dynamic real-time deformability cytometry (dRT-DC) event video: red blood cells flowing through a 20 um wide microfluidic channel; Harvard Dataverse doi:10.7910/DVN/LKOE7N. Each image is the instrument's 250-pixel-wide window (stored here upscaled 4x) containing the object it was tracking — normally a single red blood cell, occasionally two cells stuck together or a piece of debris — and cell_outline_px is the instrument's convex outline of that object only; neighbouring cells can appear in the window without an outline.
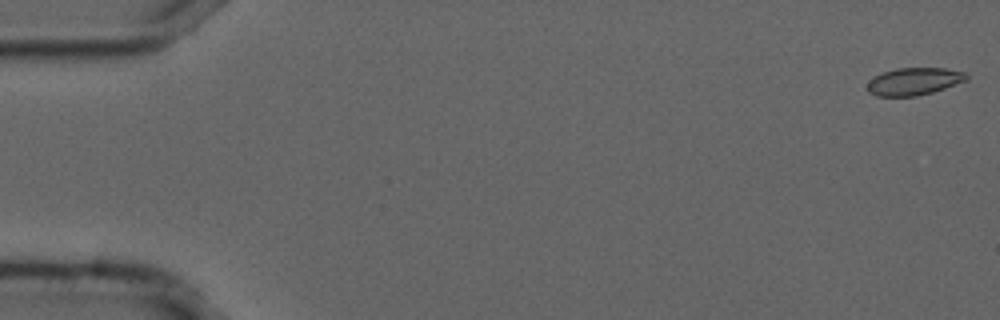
{"species": "common noctule bat (a hibernating species)", "species_latin": "Nyctalus noctula", "temperature_condition": "cold", "stored_images_in_passage": 55, "camera_frame_rate_fps": 3000, "um_per_image_px": 0.085, "animal": {"sex": "male", "forearm_length_mm": 52.5}, "frame": {"image": 1, "passage_image": 1, "time_ms": 0.0, "image_size_px": [1000, 320], "cell_outline_px": [[968, 80], [932, 92], [916, 96], [876, 96], [868, 92], [868, 80], [872, 76], [896, 68], [944, 68], [964, 72], [968, 76]], "centroid_in_image_um": [77.66, 6.91], "position_along_channel_um": 7.3, "area_um2": 15.84}}
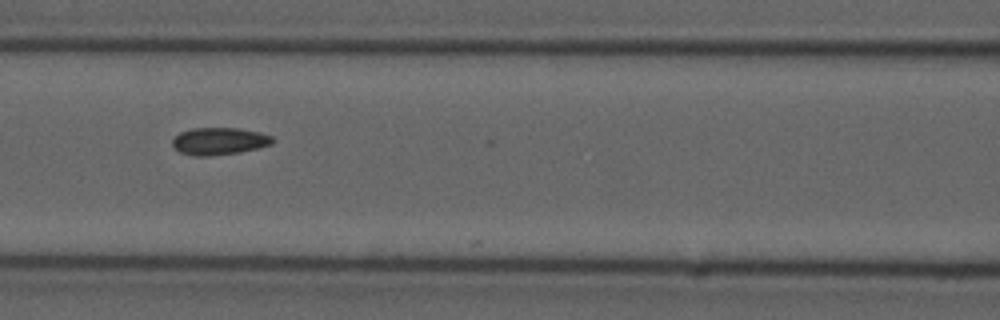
{"frame": {"image": 2, "passage_image": 24, "time_ms": 7.667, "image_size_px": [1000, 320], "cell_outline_px": [[276, 140], [272, 144], [240, 152], [212, 156], [192, 156], [180, 152], [172, 144], [172, 140], [180, 132], [192, 128], [236, 128], [260, 132], [272, 136]], "centroid_in_image_um": [18.64, 12.0], "position_along_channel_um": 148.0, "area_um2": 15.95}}
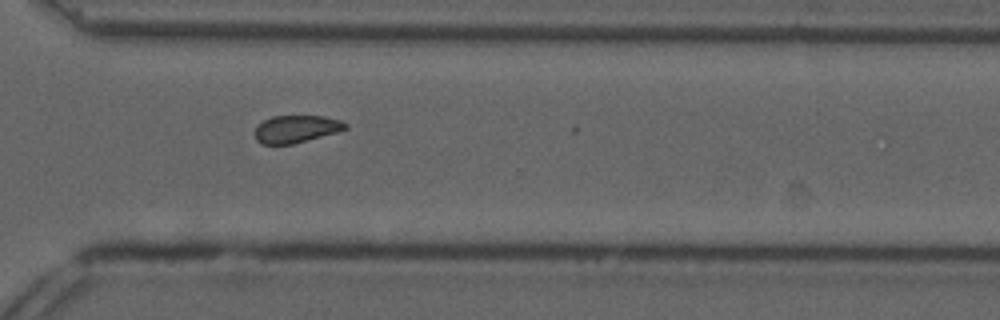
{"frame": {"image": 3, "passage_image": 40, "time_ms": 13.0, "image_size_px": [1000, 320], "cell_outline_px": [[348, 128], [336, 132], [292, 144], [260, 144], [256, 140], [256, 124], [272, 116], [320, 116], [340, 120], [348, 124]], "centroid_in_image_um": [25.15, 10.96], "position_along_channel_um": 345.5, "area_um2": 14.33}, "authors_computed_cell_mechanics": {"area_um2": 15.606, "velocity_mm_per_s": 3.7106, "shape_relaxation_time_tau1_ms": null, "shape_relaxation_time_tau2_ms": 3.5774, "deformation_change_tau1": null, "deformation_change_tau2": 0.084}}